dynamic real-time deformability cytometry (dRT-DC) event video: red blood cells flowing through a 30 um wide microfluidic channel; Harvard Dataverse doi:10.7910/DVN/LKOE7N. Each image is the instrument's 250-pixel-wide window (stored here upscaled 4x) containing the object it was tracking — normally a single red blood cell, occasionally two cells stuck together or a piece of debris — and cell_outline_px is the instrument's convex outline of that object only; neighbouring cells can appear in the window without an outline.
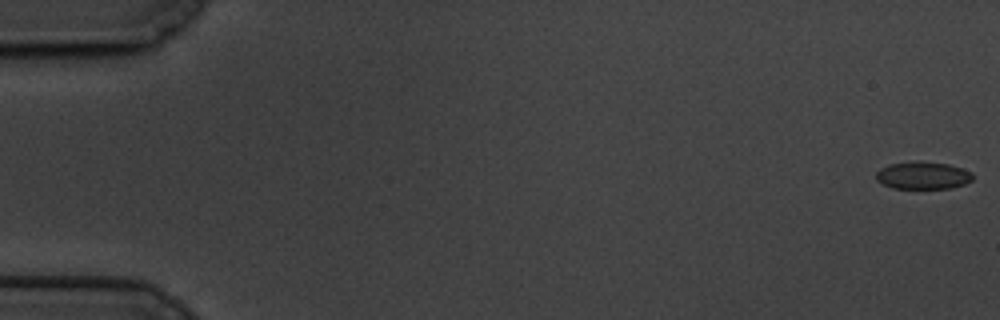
{"species": "common noctule bat (a hibernating species)", "species_latin": "Nyctalus noctula", "temperature_condition": "cold", "stored_images_in_passage": 54, "camera_frame_rate_fps": 3000, "um_per_image_px": 0.085, "animal": {"sex": "male", "body_mass_g": 19.5, "forearm_length_mm": 54.6}, "frame": {"image": 1, "passage_image": 1, "time_ms": 0.0, "image_size_px": [1000, 320], "cell_outline_px": [[972, 180], [964, 184], [948, 188], [892, 188], [876, 180], [876, 172], [880, 168], [888, 164], [920, 160], [948, 164], [972, 172]], "centroid_in_image_um": [78.41, 14.89], "position_along_channel_um": 6.6, "area_um2": 15.49}}
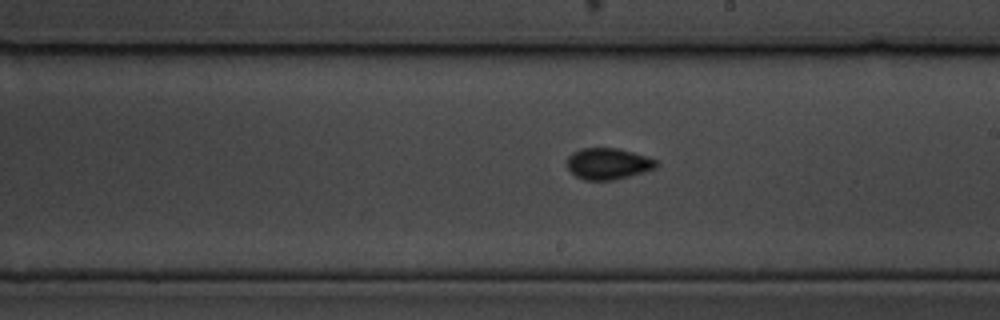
{"frame": {"image": 2, "passage_image": 35, "time_ms": 11.333, "image_size_px": [1000, 320], "cell_outline_px": [[660, 164], [656, 168], [644, 172], [612, 180], [584, 180], [576, 176], [568, 168], [568, 156], [572, 152], [584, 148], [616, 148], [648, 156], [656, 160]], "centroid_in_image_um": [51.72, 13.91], "position_along_channel_um": 237.3, "area_um2": 16.24}}
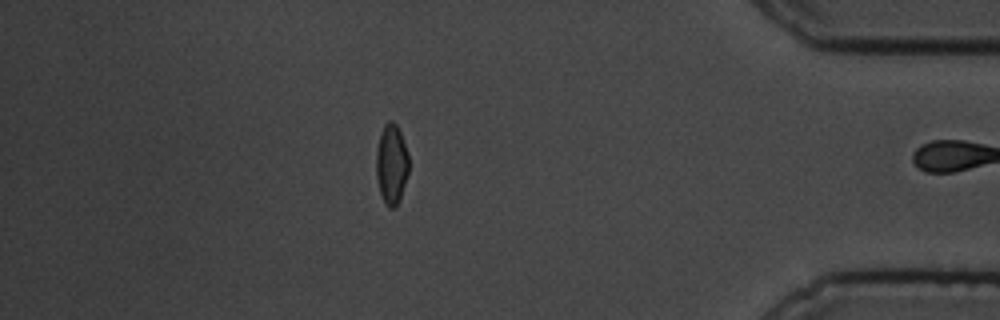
{"frame": {"image": 3, "passage_image": 53, "time_ms": 17.333, "image_size_px": [1000, 320], "cell_outline_px": [[408, 172], [400, 196], [396, 204], [392, 208], [388, 208], [380, 192], [376, 176], [376, 148], [380, 132], [384, 124], [388, 120], [392, 120], [396, 124], [400, 132], [408, 152]], "centroid_in_image_um": [33.25, 13.88], "position_along_channel_um": 401.9, "area_um2": 15.09}, "authors_computed_cell_mechanics": {"area_um2": 15.9528, "velocity_mm_per_s": 3.3664, "shape_relaxation_time_tau1_ms": 5.6717, "shape_relaxation_time_tau2_ms": null, "deformation_change_tau1": 0.0905, "deformation_change_tau2": null}}